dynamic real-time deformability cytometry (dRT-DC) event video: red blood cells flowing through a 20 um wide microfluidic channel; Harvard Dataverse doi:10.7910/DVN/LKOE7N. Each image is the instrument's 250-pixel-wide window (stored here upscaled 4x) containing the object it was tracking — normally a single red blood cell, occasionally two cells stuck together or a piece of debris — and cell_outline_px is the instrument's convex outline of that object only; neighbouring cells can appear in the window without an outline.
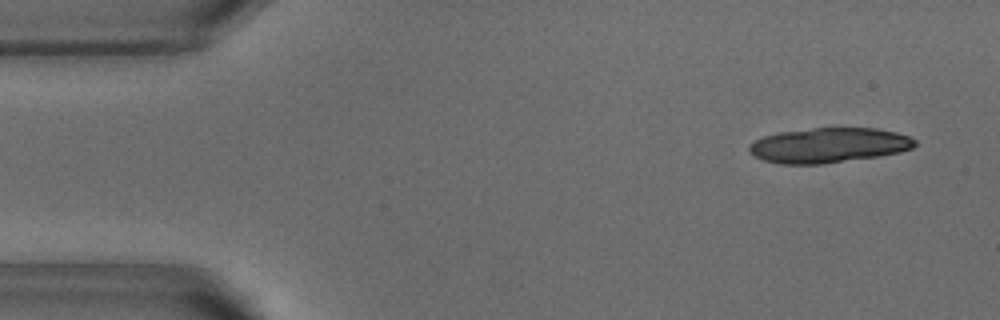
{"species": "common noctule bat (a hibernating species)", "species_latin": "Nyctalus noctula", "temperature_condition": "warm", "stored_images_in_passage": 16, "camera_frame_rate_fps": 3000, "um_per_image_px": 0.085, "animal": {"sex": "male", "body_mass_g": 18.8}, "frame": {"image": 1, "passage_image": 3, "time_ms": 0.667, "image_size_px": [1000, 320], "cell_outline_px": [[916, 144], [912, 148], [900, 152], [876, 156], [820, 164], [780, 164], [764, 160], [748, 152], [748, 144], [764, 136], [780, 132], [812, 128], [876, 128], [896, 132], [908, 136], [916, 140]], "centroid_in_image_um": [70.42, 12.34], "position_along_channel_um": 14.6, "area_um2": 33.52}}